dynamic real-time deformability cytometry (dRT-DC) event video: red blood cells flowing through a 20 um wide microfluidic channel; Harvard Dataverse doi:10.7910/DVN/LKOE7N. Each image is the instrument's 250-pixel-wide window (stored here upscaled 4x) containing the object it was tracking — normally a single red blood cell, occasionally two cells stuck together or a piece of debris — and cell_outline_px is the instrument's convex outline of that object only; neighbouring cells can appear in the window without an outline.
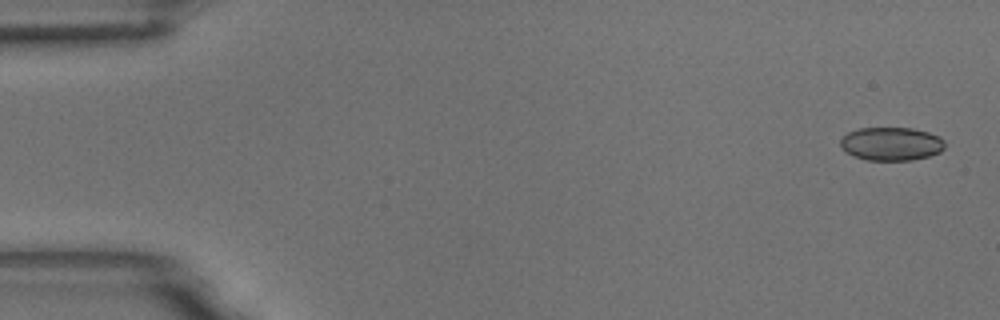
{"species": "common noctule bat (a hibernating species)", "species_latin": "Nyctalus noctula", "temperature_condition": "room temperature", "stored_images_in_passage": 5, "camera_frame_rate_fps": 3000, "um_per_image_px": 0.085, "animal": {"sex": "male", "body_mass_g": 18.8}, "frame": {"image": 1, "passage_image": 1, "time_ms": 0.0, "image_size_px": [1000, 320], "cell_outline_px": [[944, 148], [940, 152], [928, 156], [912, 160], [868, 160], [844, 152], [840, 148], [840, 140], [848, 132], [860, 128], [912, 128], [928, 132], [940, 136], [944, 140]], "centroid_in_image_um": [75.75, 12.22], "position_along_channel_um": 9.2, "area_um2": 20.35}}
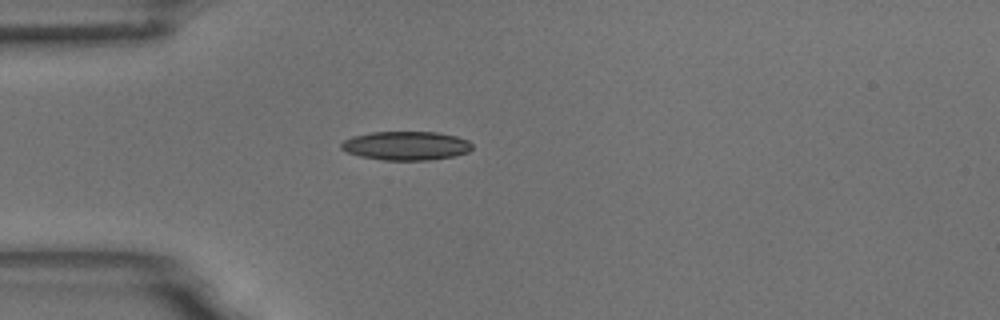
{"frame": {"image": 2, "passage_image": 5, "time_ms": 1.333, "image_size_px": [1000, 320], "cell_outline_px": [[472, 148], [468, 152], [456, 156], [432, 160], [384, 160], [360, 156], [348, 152], [340, 148], [340, 144], [344, 140], [352, 136], [372, 132], [436, 132], [456, 136], [468, 140], [472, 144]], "centroid_in_image_um": [34.53, 12.39], "position_along_channel_um": 50.5, "area_um2": 22.08}}